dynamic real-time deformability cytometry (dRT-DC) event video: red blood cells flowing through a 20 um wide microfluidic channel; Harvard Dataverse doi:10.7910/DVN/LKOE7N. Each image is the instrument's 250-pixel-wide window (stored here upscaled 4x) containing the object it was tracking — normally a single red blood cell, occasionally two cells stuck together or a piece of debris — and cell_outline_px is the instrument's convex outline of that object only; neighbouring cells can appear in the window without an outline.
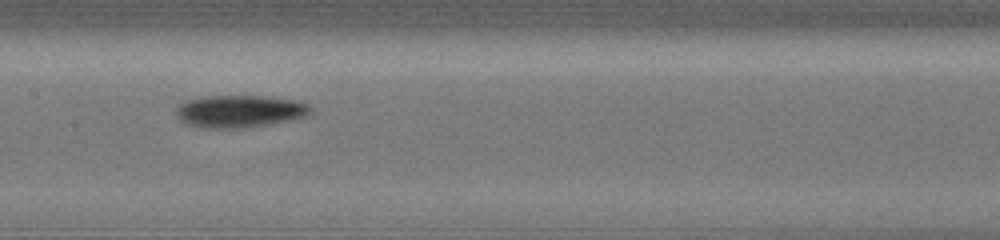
{"species": "common noctule bat (a hibernating species)", "species_latin": "Nyctalus noctula", "temperature_condition": "cold", "stored_images_in_passage": 31, "camera_frame_rate_fps": 3000, "um_per_image_px": 0.085, "animal": {"sex": "female", "body_mass_g": 19.5, "forearm_length_mm": 54.1}, "frame": {"image": 1, "passage_image": 10, "time_ms": 3.0, "image_size_px": [1000, 240], "cell_outline_px": [[312, 112], [304, 116], [288, 120], [240, 128], [200, 128], [188, 124], [180, 120], [176, 116], [176, 108], [184, 100], [204, 96], [264, 96], [300, 100], [308, 104], [312, 108]], "centroid_in_image_um": [20.34, 9.44], "position_along_channel_um": 187.1, "area_um2": 25.37}}
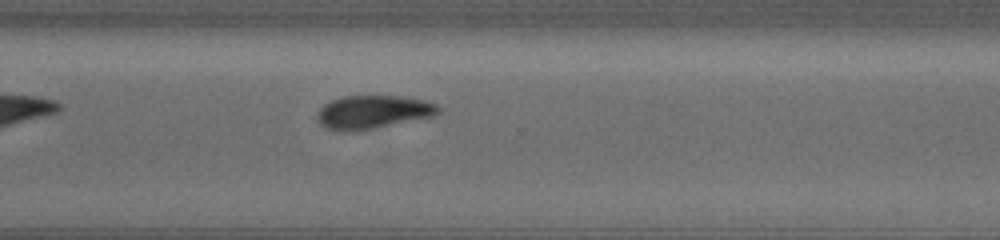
{"frame": {"image": 2, "passage_image": 22, "time_ms": 7.0, "image_size_px": [1000, 240], "cell_outline_px": [[440, 108], [432, 116], [368, 128], [328, 128], [320, 124], [316, 116], [320, 108], [324, 104], [332, 100], [344, 96], [400, 96], [424, 100], [436, 104]], "centroid_in_image_um": [31.7, 9.46], "position_along_channel_um": 338.9, "area_um2": 22.2}}